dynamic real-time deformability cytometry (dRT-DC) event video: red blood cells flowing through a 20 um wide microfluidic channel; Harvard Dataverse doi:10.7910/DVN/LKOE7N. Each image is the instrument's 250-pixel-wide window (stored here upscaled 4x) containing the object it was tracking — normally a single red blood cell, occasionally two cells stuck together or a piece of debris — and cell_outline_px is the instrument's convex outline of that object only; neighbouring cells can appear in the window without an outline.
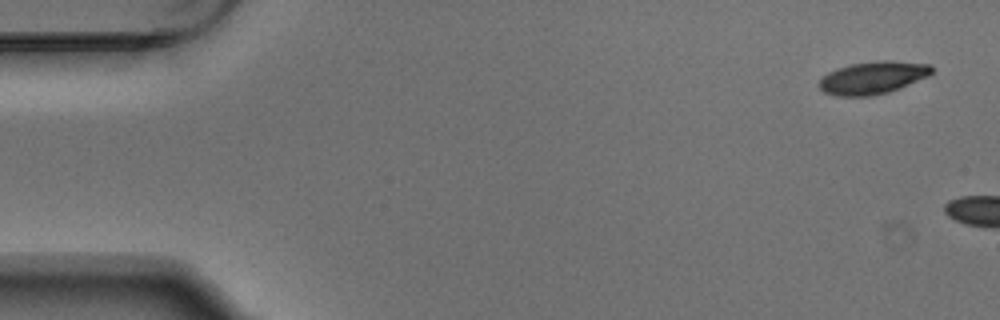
{"species": "Egyptian fruit bat (a non-hibernating species)", "species_latin": "Rousettus aegyptiacus", "temperature_condition": "warm", "stored_images_in_passage": 2, "camera_frame_rate_fps": 3000, "um_per_image_px": 0.085, "animal": {"sex": "male"}, "frame": {"image": 1, "passage_image": 1, "time_ms": 0.0, "image_size_px": [1000, 320], "cell_outline_px": [[932, 72], [928, 76], [900, 88], [888, 92], [872, 96], [836, 96], [824, 92], [820, 88], [820, 80], [828, 72], [836, 68], [852, 64], [876, 60], [892, 60], [932, 64]], "centroid_in_image_um": [74.21, 6.59], "position_along_channel_um": 10.8, "area_um2": 21.44}}